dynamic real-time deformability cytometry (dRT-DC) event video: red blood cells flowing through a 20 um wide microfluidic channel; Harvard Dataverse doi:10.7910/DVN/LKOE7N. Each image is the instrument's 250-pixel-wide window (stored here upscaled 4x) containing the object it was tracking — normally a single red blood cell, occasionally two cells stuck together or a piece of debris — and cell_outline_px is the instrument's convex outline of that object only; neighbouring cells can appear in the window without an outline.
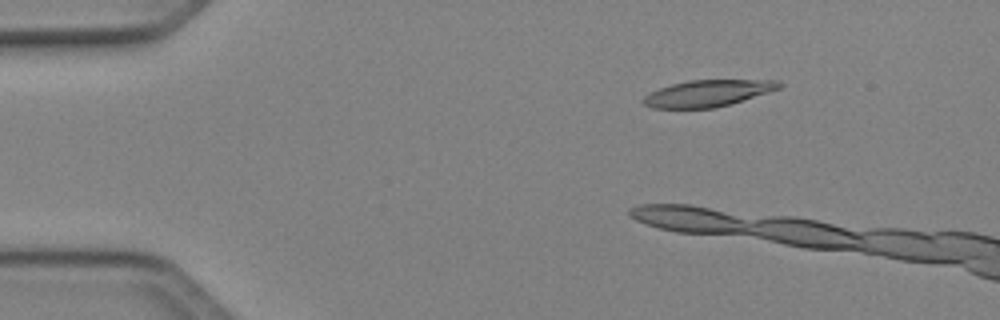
{"species": "Egyptian fruit bat (a non-hibernating species)", "species_latin": "Rousettus aegyptiacus", "temperature_condition": "cold", "stored_images_in_passage": 8, "camera_frame_rate_fps": 3000, "um_per_image_px": 0.085, "animal": {"sex": "female"}, "frame": {"image": 1, "passage_image": 2, "time_ms": 0.333, "image_size_px": [1000, 320], "cell_outline_px": [[784, 84], [780, 88], [732, 104], [716, 108], [652, 108], [644, 104], [644, 96], [660, 88], [672, 84], [688, 80], [776, 80]], "centroid_in_image_um": [60.19, 7.93], "position_along_channel_um": 24.8, "area_um2": 20.92}}